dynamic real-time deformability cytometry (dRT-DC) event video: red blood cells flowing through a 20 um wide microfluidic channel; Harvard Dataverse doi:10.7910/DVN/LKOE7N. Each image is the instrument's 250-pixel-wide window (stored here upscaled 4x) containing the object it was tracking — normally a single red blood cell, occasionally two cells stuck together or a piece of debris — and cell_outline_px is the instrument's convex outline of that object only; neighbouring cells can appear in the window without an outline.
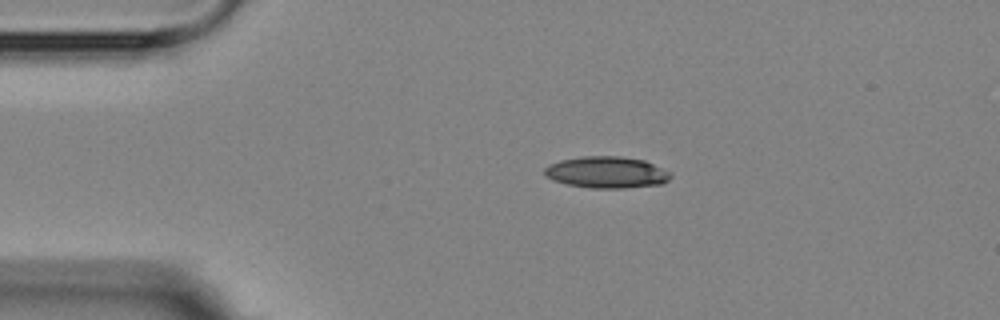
{"species": "Egyptian fruit bat (a non-hibernating species)", "species_latin": "Rousettus aegyptiacus", "temperature_condition": "room temperature", "stored_images_in_passage": 3, "camera_frame_rate_fps": 3000, "um_per_image_px": 0.085, "animal": {"sex": "female"}, "frame": {"image": 1, "passage_image": 1, "time_ms": 0.0, "image_size_px": [1000, 320], "cell_outline_px": [[672, 176], [664, 184], [624, 188], [592, 188], [568, 184], [552, 180], [544, 172], [544, 168], [548, 164], [560, 160], [584, 156], [620, 156], [644, 160], [672, 172]], "centroid_in_image_um": [51.6, 14.64], "position_along_channel_um": 33.4, "area_um2": 23.29}}